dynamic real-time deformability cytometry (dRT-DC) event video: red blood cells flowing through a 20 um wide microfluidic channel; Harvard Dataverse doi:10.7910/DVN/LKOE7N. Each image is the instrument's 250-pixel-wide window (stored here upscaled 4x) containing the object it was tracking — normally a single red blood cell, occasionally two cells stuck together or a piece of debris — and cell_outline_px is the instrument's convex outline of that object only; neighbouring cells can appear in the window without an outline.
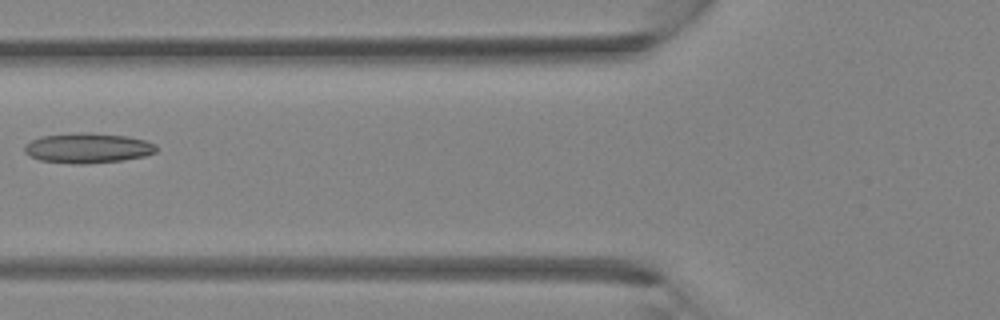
{"species": "Egyptian fruit bat (a non-hibernating species)", "species_latin": "Rousettus aegyptiacus", "temperature_condition": "room temperature", "stored_images_in_passage": 5, "camera_frame_rate_fps": 3000, "um_per_image_px": 0.085, "animal": {"sex": "female"}, "frame": {"image": 1, "passage_image": 5, "time_ms": 4.667, "image_size_px": [1000, 320], "cell_outline_px": [[156, 152], [144, 156], [120, 160], [84, 164], [76, 164], [40, 160], [24, 152], [24, 144], [40, 136], [84, 132], [128, 136], [144, 140], [156, 144]], "centroid_in_image_um": [7.45, 12.58], "position_along_channel_um": 118.4, "area_um2": 22.89}}